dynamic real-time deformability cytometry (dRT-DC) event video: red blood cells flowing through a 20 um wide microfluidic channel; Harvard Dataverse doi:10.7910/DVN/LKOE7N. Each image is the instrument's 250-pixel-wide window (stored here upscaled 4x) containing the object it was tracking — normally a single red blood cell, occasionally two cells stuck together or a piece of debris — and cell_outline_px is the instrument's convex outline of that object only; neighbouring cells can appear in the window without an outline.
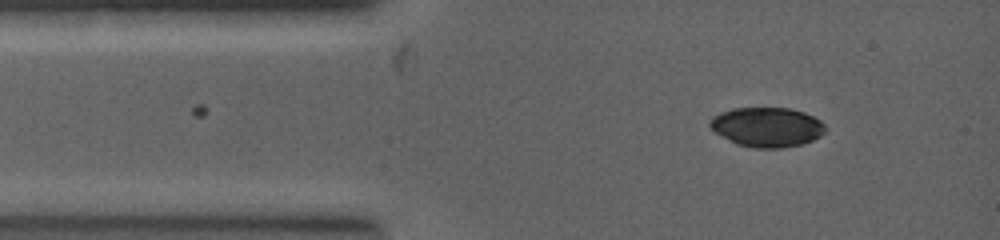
{"species": "common noctule bat (a hibernating species)", "species_latin": "Nyctalus noctula", "temperature_condition": "warm", "stored_images_in_passage": 14, "camera_frame_rate_fps": 5000, "um_per_image_px": 0.085, "animal": {"sex": "female", "body_mass_g": 19.0, "forearm_length_mm": 53.3}, "frame": {"image": 1, "passage_image": 1, "time_ms": 0.0, "image_size_px": [1000, 240], "cell_outline_px": [[828, 128], [820, 136], [812, 140], [800, 144], [784, 148], [752, 148], [736, 144], [716, 132], [708, 124], [708, 120], [712, 116], [720, 112], [732, 108], [788, 108], [804, 112], [820, 120]], "centroid_in_image_um": [65.18, 10.8], "position_along_channel_um": 19.8, "area_um2": 26.7}}
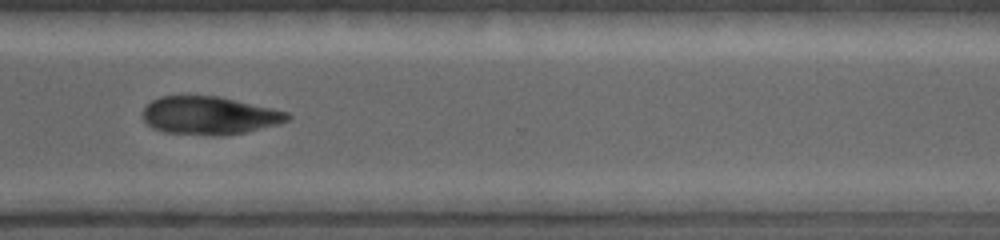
{"frame": {"image": 2, "passage_image": 10, "time_ms": 5.6, "image_size_px": [1000, 240], "cell_outline_px": [[292, 120], [280, 124], [244, 132], [224, 136], [208, 136], [164, 132], [152, 128], [144, 120], [144, 108], [152, 100], [160, 96], [216, 96], [288, 112], [292, 116]], "centroid_in_image_um": [17.82, 9.84], "position_along_channel_um": 352.8, "area_um2": 32.08}}
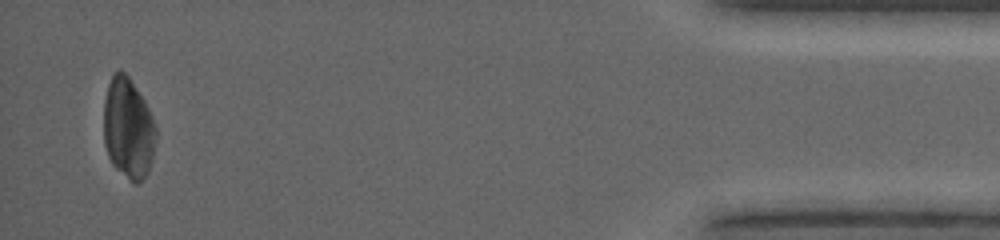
{"frame": {"image": 3, "passage_image": 14, "time_ms": 8.0, "image_size_px": [1000, 240], "cell_outline_px": [[156, 140], [152, 160], [148, 172], [136, 184], [132, 184], [112, 164], [108, 156], [104, 144], [104, 100], [108, 84], [112, 76], [116, 72], [124, 72], [128, 76], [144, 100], [148, 108], [156, 128]], "centroid_in_image_um": [10.89, 10.95], "position_along_channel_um": 424.3, "area_um2": 30.58}}